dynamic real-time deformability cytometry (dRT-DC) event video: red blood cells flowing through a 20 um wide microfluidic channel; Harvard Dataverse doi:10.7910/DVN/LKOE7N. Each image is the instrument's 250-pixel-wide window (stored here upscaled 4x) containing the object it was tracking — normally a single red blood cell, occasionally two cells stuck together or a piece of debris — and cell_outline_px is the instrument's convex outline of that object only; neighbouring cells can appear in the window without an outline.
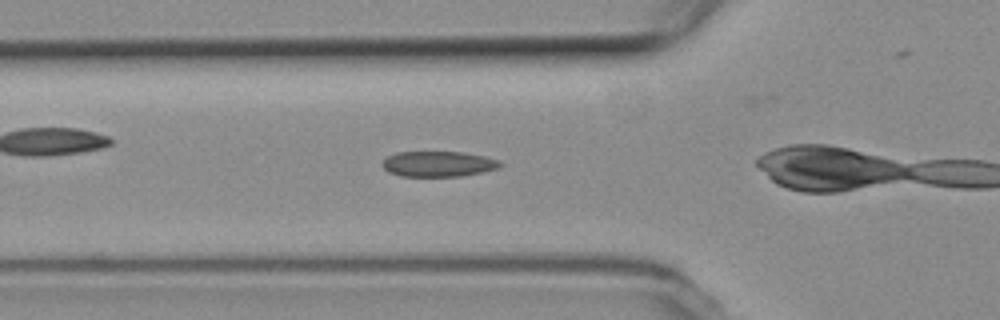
{"species": "common noctule bat (a hibernating species)", "species_latin": "Nyctalus noctula", "temperature_condition": "room temperature", "stored_images_in_passage": 5, "camera_frame_rate_fps": 3000, "um_per_image_px": 0.085, "animal": {"sex": "female", "body_mass_g": 19.3, "forearm_length_mm": 54.1}, "frame": {"image": 1, "passage_image": 4, "time_ms": 1.0, "image_size_px": [1000, 320], "cell_outline_px": [[504, 164], [496, 168], [484, 172], [464, 176], [400, 176], [388, 172], [380, 164], [388, 156], [396, 152], [464, 152], [484, 156], [500, 160]], "centroid_in_image_um": [37.27, 13.93], "position_along_channel_um": 88.5, "area_um2": 17.63}}